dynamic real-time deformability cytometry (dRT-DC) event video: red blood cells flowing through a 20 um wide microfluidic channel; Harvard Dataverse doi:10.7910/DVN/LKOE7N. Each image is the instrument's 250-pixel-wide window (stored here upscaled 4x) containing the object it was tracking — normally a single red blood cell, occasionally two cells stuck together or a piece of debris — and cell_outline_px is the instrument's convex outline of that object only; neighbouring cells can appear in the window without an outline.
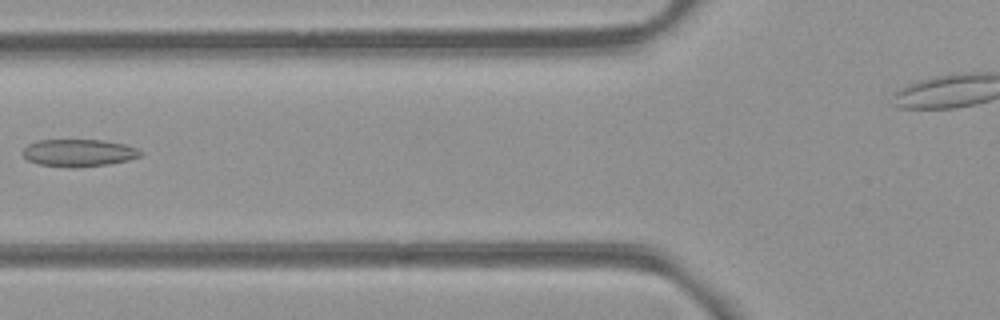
{"species": "common noctule bat (a hibernating species)", "species_latin": "Nyctalus noctula", "temperature_condition": "room temperature", "stored_images_in_passage": 6, "camera_frame_rate_fps": 3000, "um_per_image_px": 0.085, "animal": {"sex": "female", "body_mass_g": 21.9}, "frame": {"image": 1, "passage_image": 6, "time_ms": 5.333, "image_size_px": [1000, 320], "cell_outline_px": [[144, 152], [140, 156], [128, 160], [108, 164], [76, 168], [68, 168], [40, 164], [28, 160], [24, 156], [24, 148], [28, 144], [36, 140], [104, 140], [124, 144], [136, 148]], "centroid_in_image_um": [6.7, 12.99], "position_along_channel_um": 119.1, "area_um2": 18.79}}